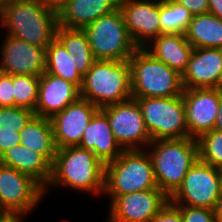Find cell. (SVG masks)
<instances>
[{
	"label": "cell",
	"mask_w": 222,
	"mask_h": 222,
	"mask_svg": "<svg viewBox=\"0 0 222 222\" xmlns=\"http://www.w3.org/2000/svg\"><path fill=\"white\" fill-rule=\"evenodd\" d=\"M0 25L8 35L47 48L56 38L58 18L42 0H7L0 11Z\"/></svg>",
	"instance_id": "obj_1"
},
{
	"label": "cell",
	"mask_w": 222,
	"mask_h": 222,
	"mask_svg": "<svg viewBox=\"0 0 222 222\" xmlns=\"http://www.w3.org/2000/svg\"><path fill=\"white\" fill-rule=\"evenodd\" d=\"M105 165L96 155L79 146H68L57 149L52 174L44 191L52 186L69 187L70 189L101 195L104 192Z\"/></svg>",
	"instance_id": "obj_2"
},
{
	"label": "cell",
	"mask_w": 222,
	"mask_h": 222,
	"mask_svg": "<svg viewBox=\"0 0 222 222\" xmlns=\"http://www.w3.org/2000/svg\"><path fill=\"white\" fill-rule=\"evenodd\" d=\"M145 149L152 160L157 186L169 198L199 160L197 139L191 137L154 140Z\"/></svg>",
	"instance_id": "obj_3"
},
{
	"label": "cell",
	"mask_w": 222,
	"mask_h": 222,
	"mask_svg": "<svg viewBox=\"0 0 222 222\" xmlns=\"http://www.w3.org/2000/svg\"><path fill=\"white\" fill-rule=\"evenodd\" d=\"M80 97L99 109L132 98L128 60H96L86 68Z\"/></svg>",
	"instance_id": "obj_4"
},
{
	"label": "cell",
	"mask_w": 222,
	"mask_h": 222,
	"mask_svg": "<svg viewBox=\"0 0 222 222\" xmlns=\"http://www.w3.org/2000/svg\"><path fill=\"white\" fill-rule=\"evenodd\" d=\"M128 61L132 98L182 95V75L154 58L144 48H138Z\"/></svg>",
	"instance_id": "obj_5"
},
{
	"label": "cell",
	"mask_w": 222,
	"mask_h": 222,
	"mask_svg": "<svg viewBox=\"0 0 222 222\" xmlns=\"http://www.w3.org/2000/svg\"><path fill=\"white\" fill-rule=\"evenodd\" d=\"M148 189L159 188L146 149L124 150L105 165L104 195L119 196Z\"/></svg>",
	"instance_id": "obj_6"
},
{
	"label": "cell",
	"mask_w": 222,
	"mask_h": 222,
	"mask_svg": "<svg viewBox=\"0 0 222 222\" xmlns=\"http://www.w3.org/2000/svg\"><path fill=\"white\" fill-rule=\"evenodd\" d=\"M83 30L96 60H128L138 49L119 8L101 16Z\"/></svg>",
	"instance_id": "obj_7"
},
{
	"label": "cell",
	"mask_w": 222,
	"mask_h": 222,
	"mask_svg": "<svg viewBox=\"0 0 222 222\" xmlns=\"http://www.w3.org/2000/svg\"><path fill=\"white\" fill-rule=\"evenodd\" d=\"M136 99L151 140L188 137L186 112L182 95Z\"/></svg>",
	"instance_id": "obj_8"
},
{
	"label": "cell",
	"mask_w": 222,
	"mask_h": 222,
	"mask_svg": "<svg viewBox=\"0 0 222 222\" xmlns=\"http://www.w3.org/2000/svg\"><path fill=\"white\" fill-rule=\"evenodd\" d=\"M222 197L220 168L200 159L188 170L181 186L170 197L174 206L216 210Z\"/></svg>",
	"instance_id": "obj_9"
},
{
	"label": "cell",
	"mask_w": 222,
	"mask_h": 222,
	"mask_svg": "<svg viewBox=\"0 0 222 222\" xmlns=\"http://www.w3.org/2000/svg\"><path fill=\"white\" fill-rule=\"evenodd\" d=\"M44 196V187L34 178L0 164V207L5 213L27 215Z\"/></svg>",
	"instance_id": "obj_10"
},
{
	"label": "cell",
	"mask_w": 222,
	"mask_h": 222,
	"mask_svg": "<svg viewBox=\"0 0 222 222\" xmlns=\"http://www.w3.org/2000/svg\"><path fill=\"white\" fill-rule=\"evenodd\" d=\"M101 110L108 118L116 141L124 150L145 149L152 141L136 99L131 98Z\"/></svg>",
	"instance_id": "obj_11"
},
{
	"label": "cell",
	"mask_w": 222,
	"mask_h": 222,
	"mask_svg": "<svg viewBox=\"0 0 222 222\" xmlns=\"http://www.w3.org/2000/svg\"><path fill=\"white\" fill-rule=\"evenodd\" d=\"M107 222H150L169 202L160 189L110 196Z\"/></svg>",
	"instance_id": "obj_12"
},
{
	"label": "cell",
	"mask_w": 222,
	"mask_h": 222,
	"mask_svg": "<svg viewBox=\"0 0 222 222\" xmlns=\"http://www.w3.org/2000/svg\"><path fill=\"white\" fill-rule=\"evenodd\" d=\"M119 9L133 43L144 48L159 37L160 0H120Z\"/></svg>",
	"instance_id": "obj_13"
},
{
	"label": "cell",
	"mask_w": 222,
	"mask_h": 222,
	"mask_svg": "<svg viewBox=\"0 0 222 222\" xmlns=\"http://www.w3.org/2000/svg\"><path fill=\"white\" fill-rule=\"evenodd\" d=\"M221 97L216 88L184 89L188 137L198 139L214 129Z\"/></svg>",
	"instance_id": "obj_14"
},
{
	"label": "cell",
	"mask_w": 222,
	"mask_h": 222,
	"mask_svg": "<svg viewBox=\"0 0 222 222\" xmlns=\"http://www.w3.org/2000/svg\"><path fill=\"white\" fill-rule=\"evenodd\" d=\"M99 108L79 97L50 118L57 149L79 146L84 130Z\"/></svg>",
	"instance_id": "obj_15"
},
{
	"label": "cell",
	"mask_w": 222,
	"mask_h": 222,
	"mask_svg": "<svg viewBox=\"0 0 222 222\" xmlns=\"http://www.w3.org/2000/svg\"><path fill=\"white\" fill-rule=\"evenodd\" d=\"M0 49L5 74L41 76L45 72L46 48L6 34Z\"/></svg>",
	"instance_id": "obj_16"
},
{
	"label": "cell",
	"mask_w": 222,
	"mask_h": 222,
	"mask_svg": "<svg viewBox=\"0 0 222 222\" xmlns=\"http://www.w3.org/2000/svg\"><path fill=\"white\" fill-rule=\"evenodd\" d=\"M222 74V49L194 48L182 74L184 89L216 88Z\"/></svg>",
	"instance_id": "obj_17"
},
{
	"label": "cell",
	"mask_w": 222,
	"mask_h": 222,
	"mask_svg": "<svg viewBox=\"0 0 222 222\" xmlns=\"http://www.w3.org/2000/svg\"><path fill=\"white\" fill-rule=\"evenodd\" d=\"M80 97V89L73 83L44 72L40 76L35 115L51 118Z\"/></svg>",
	"instance_id": "obj_18"
},
{
	"label": "cell",
	"mask_w": 222,
	"mask_h": 222,
	"mask_svg": "<svg viewBox=\"0 0 222 222\" xmlns=\"http://www.w3.org/2000/svg\"><path fill=\"white\" fill-rule=\"evenodd\" d=\"M80 148L93 152L106 165L118 158L124 149L116 141L106 114L98 109L84 130Z\"/></svg>",
	"instance_id": "obj_19"
},
{
	"label": "cell",
	"mask_w": 222,
	"mask_h": 222,
	"mask_svg": "<svg viewBox=\"0 0 222 222\" xmlns=\"http://www.w3.org/2000/svg\"><path fill=\"white\" fill-rule=\"evenodd\" d=\"M120 0H71L57 14L58 26L83 29L119 8Z\"/></svg>",
	"instance_id": "obj_20"
},
{
	"label": "cell",
	"mask_w": 222,
	"mask_h": 222,
	"mask_svg": "<svg viewBox=\"0 0 222 222\" xmlns=\"http://www.w3.org/2000/svg\"><path fill=\"white\" fill-rule=\"evenodd\" d=\"M154 58L181 75L186 70L194 48L184 34H161L144 47Z\"/></svg>",
	"instance_id": "obj_21"
},
{
	"label": "cell",
	"mask_w": 222,
	"mask_h": 222,
	"mask_svg": "<svg viewBox=\"0 0 222 222\" xmlns=\"http://www.w3.org/2000/svg\"><path fill=\"white\" fill-rule=\"evenodd\" d=\"M0 164L28 174L44 188L51 179L52 164L43 155L21 144L5 151L0 156Z\"/></svg>",
	"instance_id": "obj_22"
},
{
	"label": "cell",
	"mask_w": 222,
	"mask_h": 222,
	"mask_svg": "<svg viewBox=\"0 0 222 222\" xmlns=\"http://www.w3.org/2000/svg\"><path fill=\"white\" fill-rule=\"evenodd\" d=\"M86 66L55 38L46 48L45 72L61 77L81 88Z\"/></svg>",
	"instance_id": "obj_23"
},
{
	"label": "cell",
	"mask_w": 222,
	"mask_h": 222,
	"mask_svg": "<svg viewBox=\"0 0 222 222\" xmlns=\"http://www.w3.org/2000/svg\"><path fill=\"white\" fill-rule=\"evenodd\" d=\"M20 144L43 155L53 164L57 147L54 141L50 118L34 116L26 126L19 131Z\"/></svg>",
	"instance_id": "obj_24"
},
{
	"label": "cell",
	"mask_w": 222,
	"mask_h": 222,
	"mask_svg": "<svg viewBox=\"0 0 222 222\" xmlns=\"http://www.w3.org/2000/svg\"><path fill=\"white\" fill-rule=\"evenodd\" d=\"M184 35L193 48L222 49V19L210 12L193 15Z\"/></svg>",
	"instance_id": "obj_25"
},
{
	"label": "cell",
	"mask_w": 222,
	"mask_h": 222,
	"mask_svg": "<svg viewBox=\"0 0 222 222\" xmlns=\"http://www.w3.org/2000/svg\"><path fill=\"white\" fill-rule=\"evenodd\" d=\"M193 14L174 0H160V27L162 34H185Z\"/></svg>",
	"instance_id": "obj_26"
},
{
	"label": "cell",
	"mask_w": 222,
	"mask_h": 222,
	"mask_svg": "<svg viewBox=\"0 0 222 222\" xmlns=\"http://www.w3.org/2000/svg\"><path fill=\"white\" fill-rule=\"evenodd\" d=\"M56 39L73 58L76 56L86 67H89L96 61L83 29L58 26Z\"/></svg>",
	"instance_id": "obj_27"
},
{
	"label": "cell",
	"mask_w": 222,
	"mask_h": 222,
	"mask_svg": "<svg viewBox=\"0 0 222 222\" xmlns=\"http://www.w3.org/2000/svg\"><path fill=\"white\" fill-rule=\"evenodd\" d=\"M40 76L12 75L14 106L35 111L39 93Z\"/></svg>",
	"instance_id": "obj_28"
},
{
	"label": "cell",
	"mask_w": 222,
	"mask_h": 222,
	"mask_svg": "<svg viewBox=\"0 0 222 222\" xmlns=\"http://www.w3.org/2000/svg\"><path fill=\"white\" fill-rule=\"evenodd\" d=\"M199 159L213 167L222 168V132L213 129L198 139Z\"/></svg>",
	"instance_id": "obj_29"
},
{
	"label": "cell",
	"mask_w": 222,
	"mask_h": 222,
	"mask_svg": "<svg viewBox=\"0 0 222 222\" xmlns=\"http://www.w3.org/2000/svg\"><path fill=\"white\" fill-rule=\"evenodd\" d=\"M34 116V111L24 107H0V128L21 131Z\"/></svg>",
	"instance_id": "obj_30"
},
{
	"label": "cell",
	"mask_w": 222,
	"mask_h": 222,
	"mask_svg": "<svg viewBox=\"0 0 222 222\" xmlns=\"http://www.w3.org/2000/svg\"><path fill=\"white\" fill-rule=\"evenodd\" d=\"M182 215L184 222H215L216 211L208 208L175 206Z\"/></svg>",
	"instance_id": "obj_31"
},
{
	"label": "cell",
	"mask_w": 222,
	"mask_h": 222,
	"mask_svg": "<svg viewBox=\"0 0 222 222\" xmlns=\"http://www.w3.org/2000/svg\"><path fill=\"white\" fill-rule=\"evenodd\" d=\"M14 106L12 75L3 74L0 77V107Z\"/></svg>",
	"instance_id": "obj_32"
},
{
	"label": "cell",
	"mask_w": 222,
	"mask_h": 222,
	"mask_svg": "<svg viewBox=\"0 0 222 222\" xmlns=\"http://www.w3.org/2000/svg\"><path fill=\"white\" fill-rule=\"evenodd\" d=\"M21 139L18 129H1L0 128V156L13 146L20 144Z\"/></svg>",
	"instance_id": "obj_33"
},
{
	"label": "cell",
	"mask_w": 222,
	"mask_h": 222,
	"mask_svg": "<svg viewBox=\"0 0 222 222\" xmlns=\"http://www.w3.org/2000/svg\"><path fill=\"white\" fill-rule=\"evenodd\" d=\"M150 222H184L181 212L172 204L168 203Z\"/></svg>",
	"instance_id": "obj_34"
},
{
	"label": "cell",
	"mask_w": 222,
	"mask_h": 222,
	"mask_svg": "<svg viewBox=\"0 0 222 222\" xmlns=\"http://www.w3.org/2000/svg\"><path fill=\"white\" fill-rule=\"evenodd\" d=\"M185 6L193 15H199L209 12L208 0H174Z\"/></svg>",
	"instance_id": "obj_35"
},
{
	"label": "cell",
	"mask_w": 222,
	"mask_h": 222,
	"mask_svg": "<svg viewBox=\"0 0 222 222\" xmlns=\"http://www.w3.org/2000/svg\"><path fill=\"white\" fill-rule=\"evenodd\" d=\"M69 1L71 0H42V3L58 14Z\"/></svg>",
	"instance_id": "obj_36"
},
{
	"label": "cell",
	"mask_w": 222,
	"mask_h": 222,
	"mask_svg": "<svg viewBox=\"0 0 222 222\" xmlns=\"http://www.w3.org/2000/svg\"><path fill=\"white\" fill-rule=\"evenodd\" d=\"M26 217V214L21 213H4L0 217V222H22L23 218Z\"/></svg>",
	"instance_id": "obj_37"
},
{
	"label": "cell",
	"mask_w": 222,
	"mask_h": 222,
	"mask_svg": "<svg viewBox=\"0 0 222 222\" xmlns=\"http://www.w3.org/2000/svg\"><path fill=\"white\" fill-rule=\"evenodd\" d=\"M209 12L222 19V0H208Z\"/></svg>",
	"instance_id": "obj_38"
},
{
	"label": "cell",
	"mask_w": 222,
	"mask_h": 222,
	"mask_svg": "<svg viewBox=\"0 0 222 222\" xmlns=\"http://www.w3.org/2000/svg\"><path fill=\"white\" fill-rule=\"evenodd\" d=\"M214 129L222 132V97L220 98V103L218 107V115L215 121Z\"/></svg>",
	"instance_id": "obj_39"
},
{
	"label": "cell",
	"mask_w": 222,
	"mask_h": 222,
	"mask_svg": "<svg viewBox=\"0 0 222 222\" xmlns=\"http://www.w3.org/2000/svg\"><path fill=\"white\" fill-rule=\"evenodd\" d=\"M215 211H216V220L218 222H222V197L220 200V204L218 205Z\"/></svg>",
	"instance_id": "obj_40"
},
{
	"label": "cell",
	"mask_w": 222,
	"mask_h": 222,
	"mask_svg": "<svg viewBox=\"0 0 222 222\" xmlns=\"http://www.w3.org/2000/svg\"><path fill=\"white\" fill-rule=\"evenodd\" d=\"M216 89L218 90V92L222 94V74H221V77H220V80L218 82Z\"/></svg>",
	"instance_id": "obj_41"
},
{
	"label": "cell",
	"mask_w": 222,
	"mask_h": 222,
	"mask_svg": "<svg viewBox=\"0 0 222 222\" xmlns=\"http://www.w3.org/2000/svg\"><path fill=\"white\" fill-rule=\"evenodd\" d=\"M4 74L3 66H2V61L0 60V77Z\"/></svg>",
	"instance_id": "obj_42"
},
{
	"label": "cell",
	"mask_w": 222,
	"mask_h": 222,
	"mask_svg": "<svg viewBox=\"0 0 222 222\" xmlns=\"http://www.w3.org/2000/svg\"><path fill=\"white\" fill-rule=\"evenodd\" d=\"M6 2H7V0H0V11Z\"/></svg>",
	"instance_id": "obj_43"
},
{
	"label": "cell",
	"mask_w": 222,
	"mask_h": 222,
	"mask_svg": "<svg viewBox=\"0 0 222 222\" xmlns=\"http://www.w3.org/2000/svg\"><path fill=\"white\" fill-rule=\"evenodd\" d=\"M5 212L1 209L0 207V217L4 214Z\"/></svg>",
	"instance_id": "obj_44"
},
{
	"label": "cell",
	"mask_w": 222,
	"mask_h": 222,
	"mask_svg": "<svg viewBox=\"0 0 222 222\" xmlns=\"http://www.w3.org/2000/svg\"><path fill=\"white\" fill-rule=\"evenodd\" d=\"M220 175H221V186H222V168H220Z\"/></svg>",
	"instance_id": "obj_45"
}]
</instances>
